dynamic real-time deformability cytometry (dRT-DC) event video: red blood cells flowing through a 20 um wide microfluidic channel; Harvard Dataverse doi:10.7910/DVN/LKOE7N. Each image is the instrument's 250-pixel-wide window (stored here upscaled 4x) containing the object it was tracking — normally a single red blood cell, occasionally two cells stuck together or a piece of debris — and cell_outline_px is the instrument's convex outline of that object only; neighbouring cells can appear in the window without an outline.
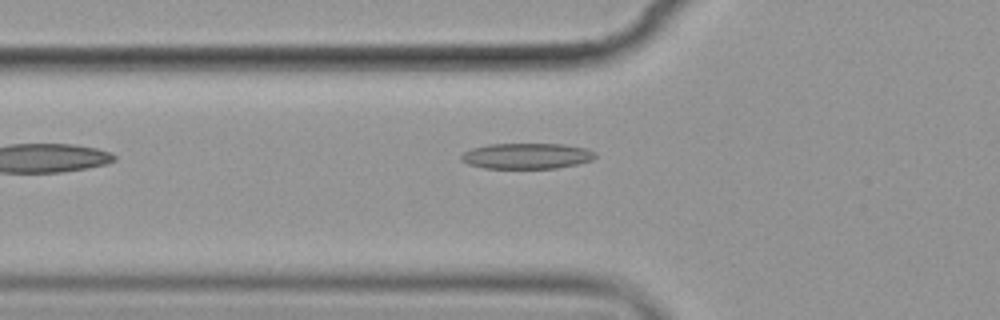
{"species": "common noctule bat (a hibernating species)", "species_latin": "Nyctalus noctula", "temperature_condition": "cold", "stored_images_in_passage": 7, "camera_frame_rate_fps": 3000, "um_per_image_px": 0.085, "animal": {"sex": "female", "body_mass_g": 19.9}, "frame": {"image": 1, "passage_image": 6, "time_ms": 6.0, "image_size_px": [1000, 320], "cell_outline_px": [[596, 156], [592, 160], [576, 164], [556, 168], [484, 168], [468, 164], [460, 160], [460, 156], [464, 152], [472, 148], [488, 144], [564, 144], [584, 148], [596, 152]], "centroid_in_image_um": [44.75, 13.25], "position_along_channel_um": 81.0, "area_um2": 20.06}}
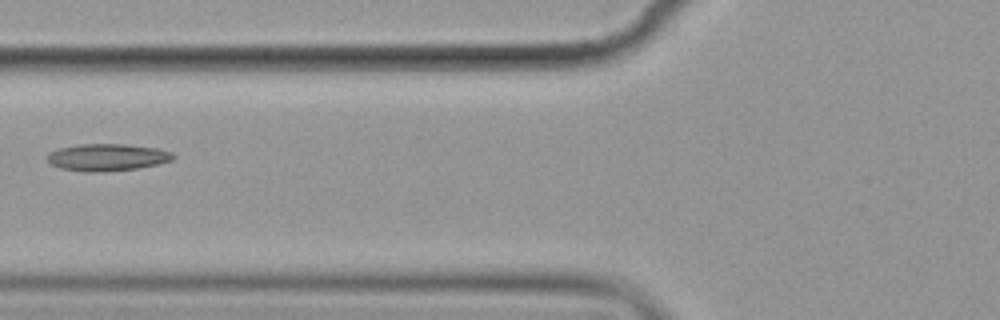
{"frame": {"image": 2, "passage_image": 7, "time_ms": 7.0, "image_size_px": [1000, 320], "cell_outline_px": [[176, 156], [172, 160], [156, 164], [136, 168], [104, 172], [84, 172], [60, 168], [52, 164], [48, 160], [48, 152], [60, 148], [76, 144], [124, 144], [156, 148], [172, 152]], "centroid_in_image_um": [9.1, 13.37], "position_along_channel_um": 116.7, "area_um2": 19.83}}